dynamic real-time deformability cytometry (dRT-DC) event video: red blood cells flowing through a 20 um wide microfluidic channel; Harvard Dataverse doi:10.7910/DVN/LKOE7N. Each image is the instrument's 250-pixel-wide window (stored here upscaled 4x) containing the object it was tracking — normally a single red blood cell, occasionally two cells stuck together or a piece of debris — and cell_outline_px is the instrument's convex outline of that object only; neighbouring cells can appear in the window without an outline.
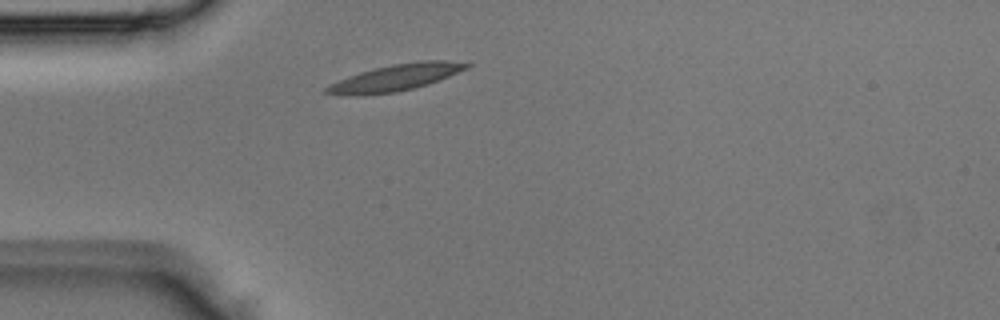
{"species": "Egyptian fruit bat (a non-hibernating species)", "species_latin": "Rousettus aegyptiacus", "temperature_condition": "room temperature", "stored_images_in_passage": 1, "camera_frame_rate_fps": 3000, "um_per_image_px": 0.085, "animal": {"sex": "male"}, "frame": {"image": 1, "passage_image": 1, "time_ms": 0.0, "image_size_px": [1000, 320], "cell_outline_px": [[472, 64], [468, 68], [428, 84], [396, 92], [364, 96], [352, 96], [324, 92], [324, 88], [348, 76], [372, 68], [392, 64], [420, 60], [448, 60]], "centroid_in_image_um": [33.62, 6.59], "position_along_channel_um": 51.4, "area_um2": 21.62}}